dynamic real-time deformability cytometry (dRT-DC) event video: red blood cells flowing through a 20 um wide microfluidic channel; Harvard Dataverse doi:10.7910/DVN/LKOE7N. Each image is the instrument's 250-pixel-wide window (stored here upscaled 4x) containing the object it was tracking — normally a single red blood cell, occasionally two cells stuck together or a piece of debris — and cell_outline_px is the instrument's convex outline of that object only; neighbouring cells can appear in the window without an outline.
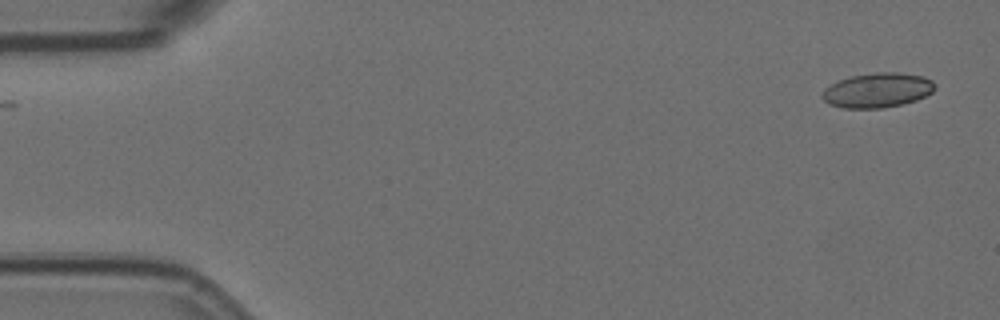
{"species": "Egyptian fruit bat (a non-hibernating species)", "species_latin": "Rousettus aegyptiacus", "temperature_condition": "room temperature", "stored_images_in_passage": 56, "camera_frame_rate_fps": 3000, "um_per_image_px": 0.085, "animal": {"sex": "female"}, "frame": {"image": 1, "passage_image": 1, "time_ms": 0.0, "image_size_px": [1000, 320], "cell_outline_px": [[936, 88], [932, 92], [916, 100], [884, 108], [844, 108], [828, 104], [820, 96], [824, 88], [840, 80], [852, 76], [876, 72], [896, 72], [924, 76], [932, 80], [936, 84]], "centroid_in_image_um": [74.59, 7.67], "position_along_channel_um": 10.4, "area_um2": 22.77}}
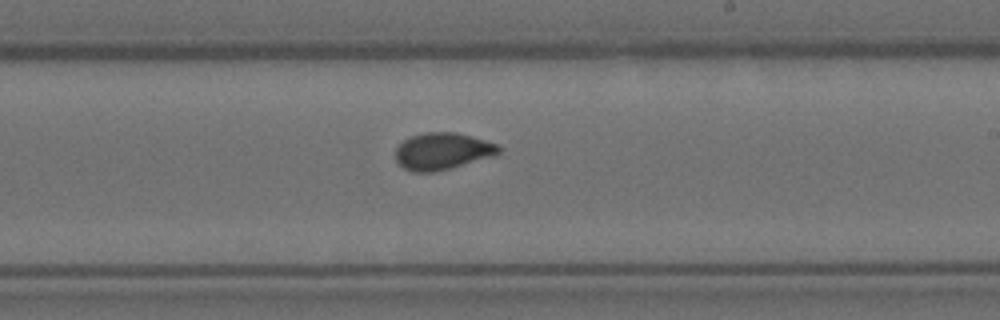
{"frame": {"image": 2, "passage_image": 32, "time_ms": 10.333, "image_size_px": [1000, 320], "cell_outline_px": [[500, 152], [492, 156], [448, 168], [432, 172], [412, 172], [404, 168], [396, 160], [396, 148], [404, 140], [412, 136], [424, 132], [456, 132], [472, 136], [500, 144]], "centroid_in_image_um": [37.61, 12.83], "position_along_channel_um": 251.4, "area_um2": 21.96}}
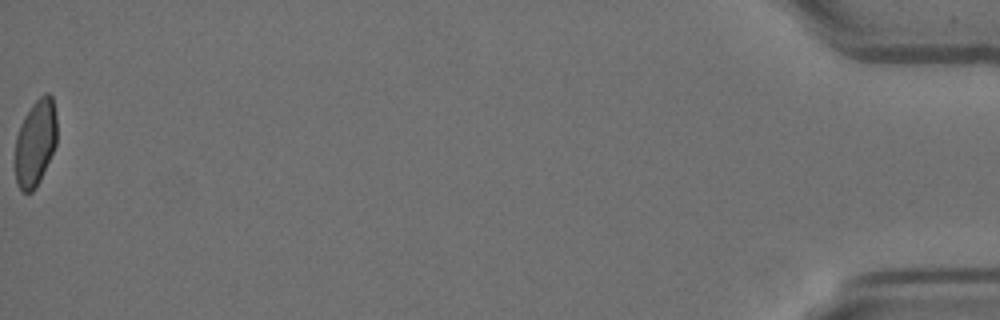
{"frame": {"image": 3, "passage_image": 56, "time_ms": 18.333, "image_size_px": [1000, 320], "cell_outline_px": [[56, 144], [40, 180], [36, 188], [32, 192], [20, 192], [16, 184], [16, 136], [24, 116], [32, 104], [44, 92], [48, 92], [52, 96], [56, 112]], "centroid_in_image_um": [3.01, 12.13], "position_along_channel_um": 432.2, "area_um2": 21.1}, "authors_computed_cell_mechanics": {"area_um2": 21.9351, "velocity_mm_per_s": 3.5528, "shape_relaxation_time_tau1_ms": null, "shape_relaxation_time_tau2_ms": 0.9924, "deformation_change_tau1": null, "deformation_change_tau2": 0.0481}}